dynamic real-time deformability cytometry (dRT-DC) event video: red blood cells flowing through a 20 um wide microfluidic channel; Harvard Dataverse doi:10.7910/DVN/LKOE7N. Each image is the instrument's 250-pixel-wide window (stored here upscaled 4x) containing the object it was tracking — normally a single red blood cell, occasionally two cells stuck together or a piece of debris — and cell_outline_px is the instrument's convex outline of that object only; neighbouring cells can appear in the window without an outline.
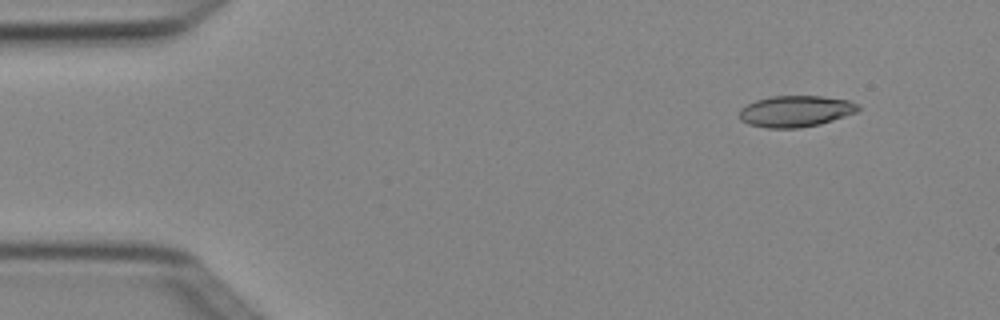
{"species": "Egyptian fruit bat (a non-hibernating species)", "species_latin": "Rousettus aegyptiacus", "temperature_condition": "cold", "stored_images_in_passage": 5, "camera_frame_rate_fps": 3000, "um_per_image_px": 0.085, "animal": {"sex": "female"}, "frame": {"image": 1, "passage_image": 2, "time_ms": 0.333, "image_size_px": [1000, 320], "cell_outline_px": [[860, 108], [856, 112], [820, 124], [800, 128], [768, 128], [748, 124], [740, 120], [740, 108], [756, 100], [768, 96], [820, 96], [848, 100], [860, 104]], "centroid_in_image_um": [67.62, 9.45], "position_along_channel_um": 17.4, "area_um2": 21.68}}
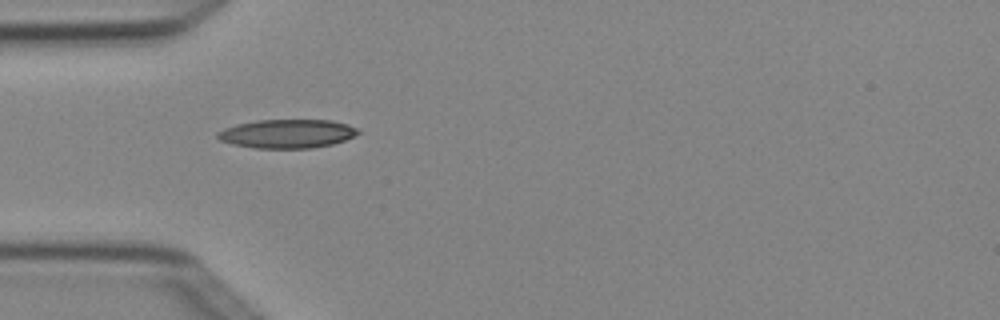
{"frame": {"image": 2, "passage_image": 5, "time_ms": 1.333, "image_size_px": [1000, 320], "cell_outline_px": [[360, 132], [344, 140], [332, 144], [312, 148], [256, 148], [232, 144], [220, 140], [216, 136], [216, 132], [224, 128], [236, 124], [256, 120], [332, 120], [348, 124], [360, 128]], "centroid_in_image_um": [24.4, 11.36], "position_along_channel_um": 60.6, "area_um2": 23.64}}